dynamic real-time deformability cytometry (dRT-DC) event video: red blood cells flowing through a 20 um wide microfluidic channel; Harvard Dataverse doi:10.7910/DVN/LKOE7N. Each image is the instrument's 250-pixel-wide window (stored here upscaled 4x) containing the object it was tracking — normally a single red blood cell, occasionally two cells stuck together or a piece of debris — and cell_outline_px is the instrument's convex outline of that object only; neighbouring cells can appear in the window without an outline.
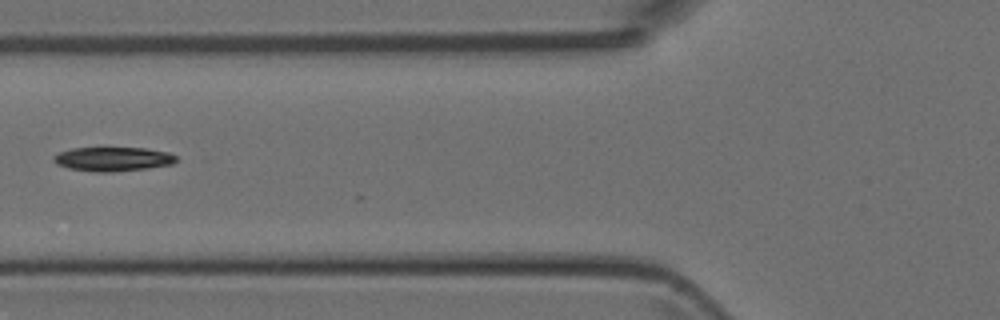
{"species": "Egyptian fruit bat (a non-hibernating species)", "species_latin": "Rousettus aegyptiacus", "temperature_condition": "room temperature", "stored_images_in_passage": 6, "camera_frame_rate_fps": 3000, "um_per_image_px": 0.085, "animal": {"sex": "female"}, "frame": {"image": 1, "passage_image": 5, "time_ms": 5.333, "image_size_px": [1000, 320], "cell_outline_px": [[176, 160], [172, 164], [148, 168], [112, 172], [96, 172], [68, 168], [56, 164], [52, 160], [52, 156], [60, 152], [72, 148], [144, 148], [168, 152], [176, 156]], "centroid_in_image_um": [9.56, 13.52], "position_along_channel_um": 116.2, "area_um2": 17.22}}